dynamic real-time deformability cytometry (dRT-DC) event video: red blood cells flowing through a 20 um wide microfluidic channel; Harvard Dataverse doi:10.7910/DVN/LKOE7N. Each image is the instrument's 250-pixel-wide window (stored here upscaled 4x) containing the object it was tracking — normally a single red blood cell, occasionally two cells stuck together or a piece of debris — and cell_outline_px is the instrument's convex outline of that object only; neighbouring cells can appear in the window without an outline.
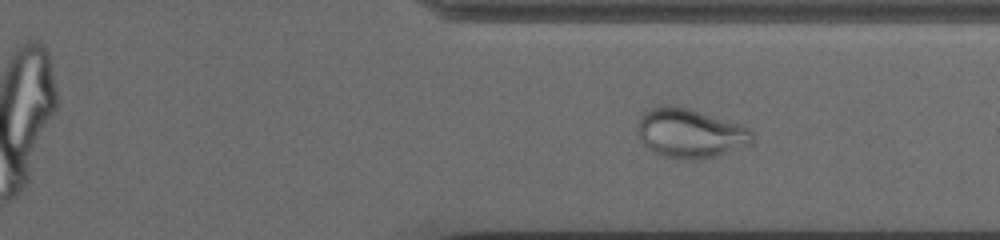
{"species": "common noctule bat (a hibernating species)", "species_latin": "Nyctalus noctula", "temperature_condition": "cold", "stored_images_in_passage": 45, "camera_frame_rate_fps": 3000, "um_per_image_px": 0.085, "animal": {"sex": "female", "body_mass_g": 19.5, "forearm_length_mm": 54.1}, "frame": {"image": 1, "passage_image": 39, "time_ms": 12.667, "image_size_px": [1000, 240], "cell_outline_px": [[752, 144], [712, 156], [696, 160], [676, 160], [660, 156], [652, 152], [640, 140], [636, 132], [636, 128], [640, 116], [644, 112], [660, 104], [668, 104], [688, 108], [740, 124], [748, 128], [752, 132]], "centroid_in_image_um": [58.58, 11.33], "position_along_channel_um": 352.8, "area_um2": 33.23}}